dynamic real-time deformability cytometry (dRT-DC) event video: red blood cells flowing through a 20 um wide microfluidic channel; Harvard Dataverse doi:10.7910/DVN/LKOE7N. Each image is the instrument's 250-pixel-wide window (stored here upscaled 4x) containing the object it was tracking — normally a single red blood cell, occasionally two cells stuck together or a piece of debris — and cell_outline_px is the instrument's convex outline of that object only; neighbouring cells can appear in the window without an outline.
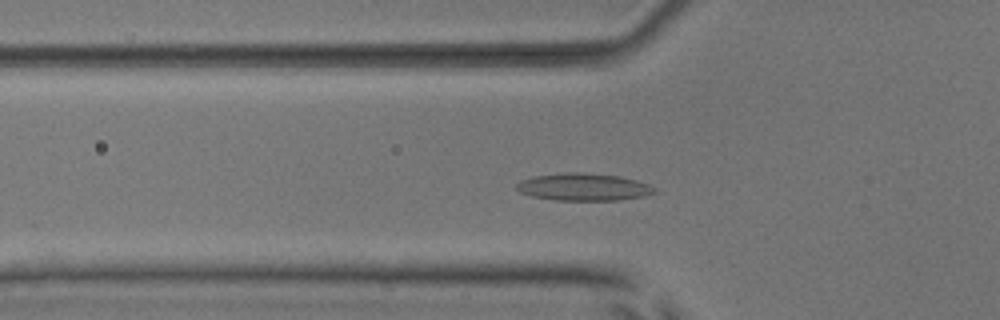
{"species": "common noctule bat (a hibernating species)", "species_latin": "Nyctalus noctula", "temperature_condition": "room temperature", "stored_images_in_passage": 49, "camera_frame_rate_fps": 3000, "um_per_image_px": 0.085, "animal": {"sex": "male", "body_mass_g": 17.9, "forearm_length_mm": 54.2}, "frame": {"image": 1, "passage_image": 15, "time_ms": 4.667, "image_size_px": [1000, 320], "cell_outline_px": [[656, 192], [644, 196], [620, 200], [556, 200], [532, 196], [520, 192], [516, 188], [516, 184], [520, 180], [536, 176], [568, 172], [580, 172], [620, 176], [636, 180], [648, 184], [656, 188]], "centroid_in_image_um": [49.62, 15.89], "position_along_channel_um": 76.2, "area_um2": 21.91}}
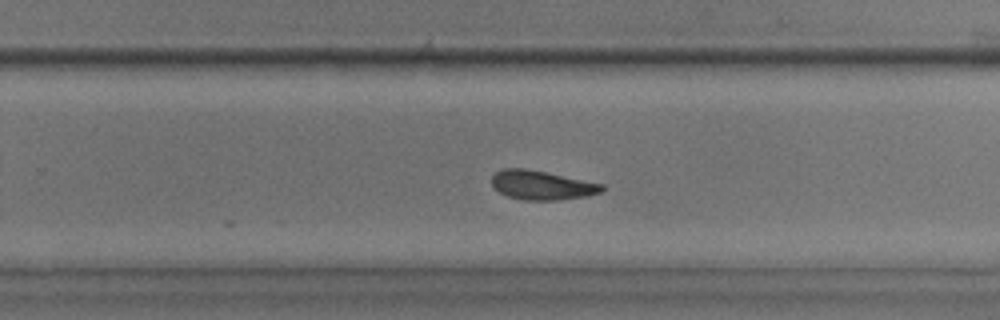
{"frame": {"image": 2, "passage_image": 31, "time_ms": 10.0, "image_size_px": [1000, 320], "cell_outline_px": [[604, 188], [600, 192], [588, 196], [560, 200], [524, 200], [508, 196], [500, 192], [492, 184], [492, 176], [496, 172], [504, 168], [524, 168], [604, 184]], "centroid_in_image_um": [46.06, 15.74], "position_along_channel_um": 283.7, "area_um2": 18.5}}
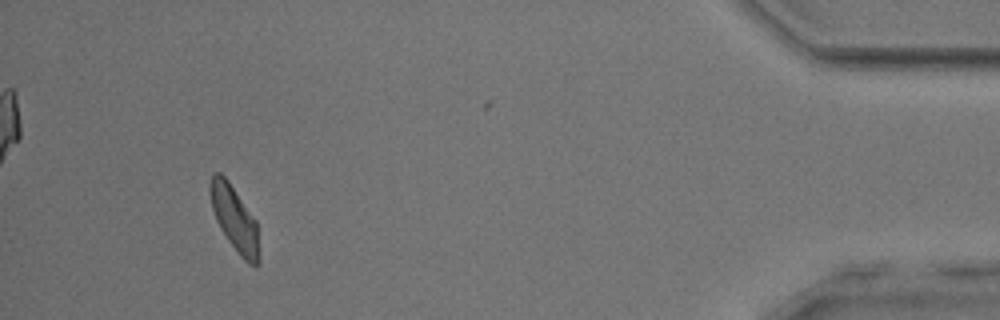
{"frame": {"image": 3, "passage_image": 46, "time_ms": 15.0, "image_size_px": [1000, 320], "cell_outline_px": [[260, 264], [256, 268], [248, 264], [240, 256], [228, 240], [220, 228], [216, 220], [212, 208], [208, 188], [208, 184], [212, 172], [220, 172], [228, 180], [256, 220], [260, 260]], "centroid_in_image_um": [19.93, 18.6], "position_along_channel_um": 415.3, "area_um2": 18.84}, "authors_computed_cell_mechanics": {"area_um2": 19.363, "velocity_mm_per_s": 3.9045, "shape_relaxation_time_tau1_ms": null, "shape_relaxation_time_tau2_ms": 4.3934, "deformation_change_tau1": null, "deformation_change_tau2": 0.1148}}